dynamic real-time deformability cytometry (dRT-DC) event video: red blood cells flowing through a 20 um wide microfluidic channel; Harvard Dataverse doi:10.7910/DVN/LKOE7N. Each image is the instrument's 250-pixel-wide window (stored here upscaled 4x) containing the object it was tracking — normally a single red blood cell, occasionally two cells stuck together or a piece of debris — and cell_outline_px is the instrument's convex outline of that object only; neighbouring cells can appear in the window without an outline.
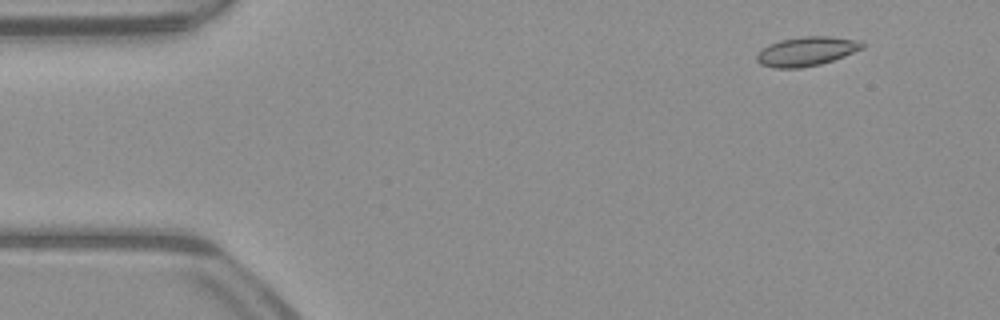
{"species": "common noctule bat (a hibernating species)", "species_latin": "Nyctalus noctula", "temperature_condition": "warm", "stored_images_in_passage": 48, "camera_frame_rate_fps": 3000, "um_per_image_px": 0.085, "animal": {"sex": "male", "body_mass_g": 23.1, "forearm_length_mm": 52.7}, "frame": {"image": 1, "passage_image": 1, "time_ms": 0.0, "image_size_px": [1000, 320], "cell_outline_px": [[868, 44], [864, 48], [844, 56], [820, 64], [800, 68], [776, 68], [760, 64], [756, 60], [756, 56], [768, 44], [780, 40], [800, 36], [828, 36], [860, 40]], "centroid_in_image_um": [68.59, 4.35], "position_along_channel_um": 16.4, "area_um2": 18.03}}
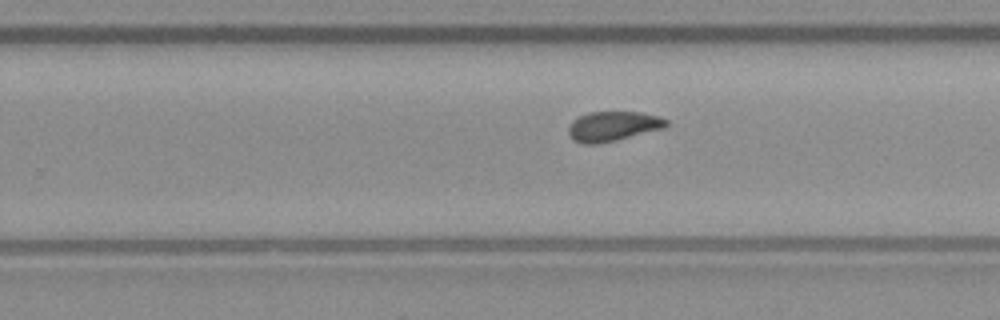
{"frame": {"image": 2, "passage_image": 28, "time_ms": 9.0, "image_size_px": [1000, 320], "cell_outline_px": [[668, 124], [664, 128], [600, 144], [584, 144], [576, 140], [568, 132], [568, 128], [572, 120], [588, 112], [640, 112], [660, 116], [668, 120]], "centroid_in_image_um": [52.12, 10.72], "position_along_channel_um": 277.7, "area_um2": 16.88}}
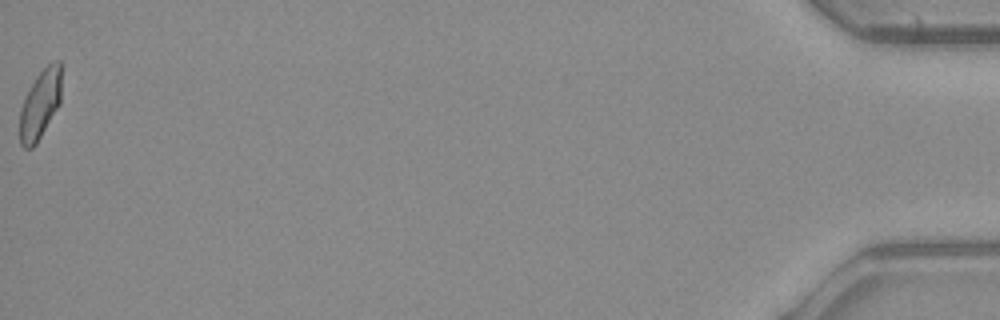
{"frame": {"image": 3, "passage_image": 48, "time_ms": 15.667, "image_size_px": [1000, 320], "cell_outline_px": [[60, 104], [36, 144], [32, 148], [24, 148], [20, 144], [20, 108], [36, 76], [48, 64], [56, 60], [60, 60]], "centroid_in_image_um": [3.41, 8.89], "position_along_channel_um": 431.8, "area_um2": 16.47}, "authors_computed_cell_mechanics": {"area_um2": 17.1955, "velocity_mm_per_s": 3.9847, "shape_relaxation_time_tau1_ms": 5.0524, "shape_relaxation_time_tau2_ms": 0.937, "deformation_change_tau1": 0.1331, "deformation_change_tau2": 0.0535}}